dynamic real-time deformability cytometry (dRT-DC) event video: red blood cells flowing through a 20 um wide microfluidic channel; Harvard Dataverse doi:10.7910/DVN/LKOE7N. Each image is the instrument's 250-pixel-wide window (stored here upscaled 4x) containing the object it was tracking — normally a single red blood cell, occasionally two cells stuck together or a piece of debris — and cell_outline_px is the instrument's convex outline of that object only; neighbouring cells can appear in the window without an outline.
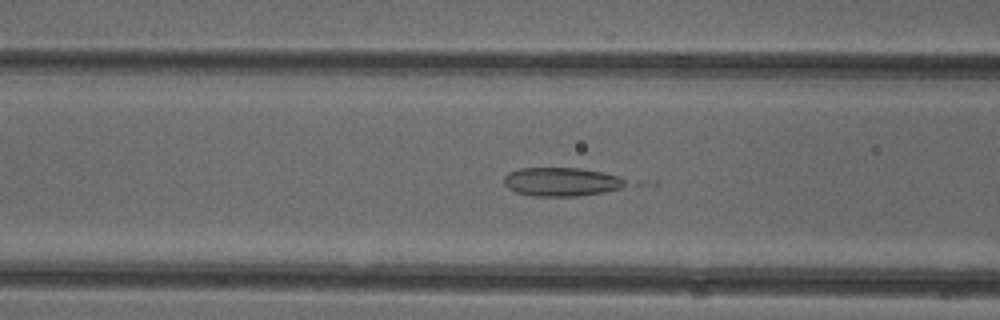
{"species": "common noctule bat (a hibernating species)", "species_latin": "Nyctalus noctula", "temperature_condition": "cold", "stored_images_in_passage": 52, "camera_frame_rate_fps": 3000, "um_per_image_px": 0.085, "animal": {"sex": "female"}, "frame": {"image": 1, "passage_image": 21, "time_ms": 6.667, "image_size_px": [1000, 320], "cell_outline_px": [[628, 184], [620, 188], [604, 192], [576, 196], [532, 196], [516, 192], [508, 188], [504, 184], [504, 176], [508, 172], [520, 168], [580, 168], [600, 172], [616, 176], [624, 180]], "centroid_in_image_um": [47.67, 15.45], "position_along_channel_um": 118.9, "area_um2": 20.23}}
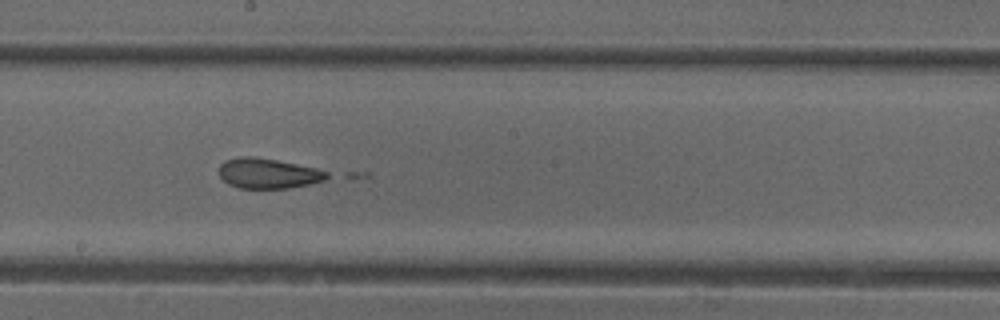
{"frame": {"image": 2, "passage_image": 29, "time_ms": 9.333, "image_size_px": [1000, 320], "cell_outline_px": [[332, 176], [324, 180], [308, 184], [288, 188], [240, 188], [228, 184], [220, 176], [220, 164], [224, 160], [240, 156], [252, 156], [276, 160], [316, 168], [328, 172]], "centroid_in_image_um": [22.79, 14.73], "position_along_channel_um": 225.4, "area_um2": 18.9}}
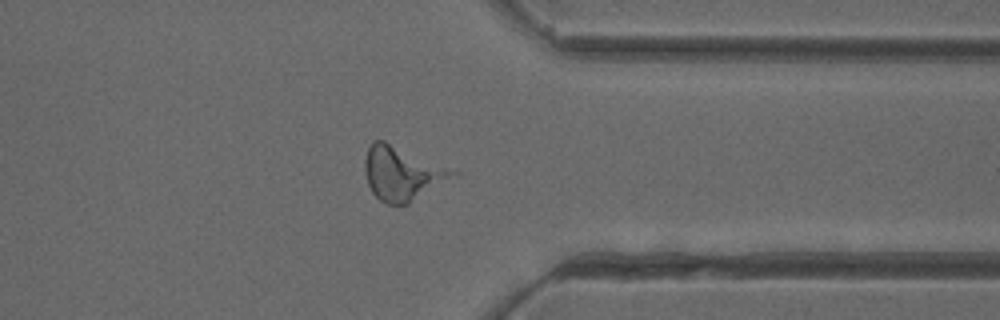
{"frame": {"image": 3, "passage_image": 41, "time_ms": 13.333, "image_size_px": [1000, 320], "cell_outline_px": [[460, 172], [408, 204], [384, 204], [372, 192], [368, 184], [364, 172], [364, 160], [368, 148], [372, 140], [384, 140]], "centroid_in_image_um": [34.13, 14.72], "position_along_channel_um": 377.3, "area_um2": 27.34}}